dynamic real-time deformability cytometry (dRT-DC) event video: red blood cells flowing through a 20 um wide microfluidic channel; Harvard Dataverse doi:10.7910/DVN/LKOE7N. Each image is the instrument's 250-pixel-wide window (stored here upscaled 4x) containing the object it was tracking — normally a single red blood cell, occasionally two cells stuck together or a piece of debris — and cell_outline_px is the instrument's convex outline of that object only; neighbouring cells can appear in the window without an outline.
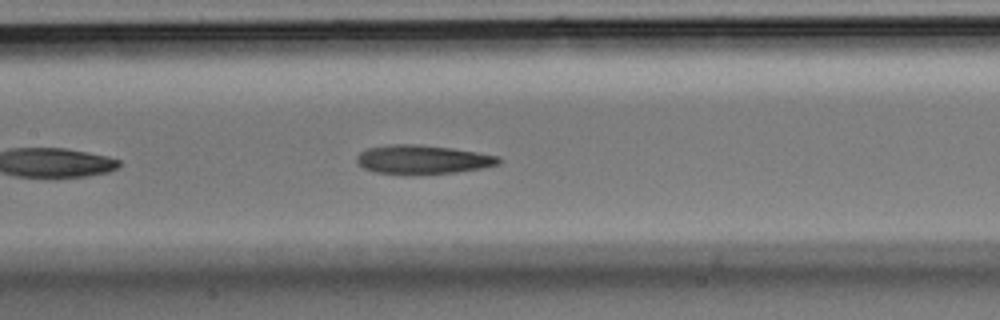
{"species": "Egyptian fruit bat (a non-hibernating species)", "species_latin": "Rousettus aegyptiacus", "temperature_condition": "room temperature", "stored_images_in_passage": 23, "camera_frame_rate_fps": 3000, "um_per_image_px": 0.085, "animal": {"sex": "male"}, "frame": {"image": 1, "passage_image": 17, "time_ms": 5.333, "image_size_px": [1000, 320], "cell_outline_px": [[504, 160], [500, 164], [484, 168], [456, 172], [376, 172], [364, 168], [356, 160], [356, 156], [360, 152], [368, 148], [388, 144], [420, 144], [452, 148], [500, 156]], "centroid_in_image_um": [36.0, 13.52], "position_along_channel_um": 171.4, "area_um2": 23.35}}